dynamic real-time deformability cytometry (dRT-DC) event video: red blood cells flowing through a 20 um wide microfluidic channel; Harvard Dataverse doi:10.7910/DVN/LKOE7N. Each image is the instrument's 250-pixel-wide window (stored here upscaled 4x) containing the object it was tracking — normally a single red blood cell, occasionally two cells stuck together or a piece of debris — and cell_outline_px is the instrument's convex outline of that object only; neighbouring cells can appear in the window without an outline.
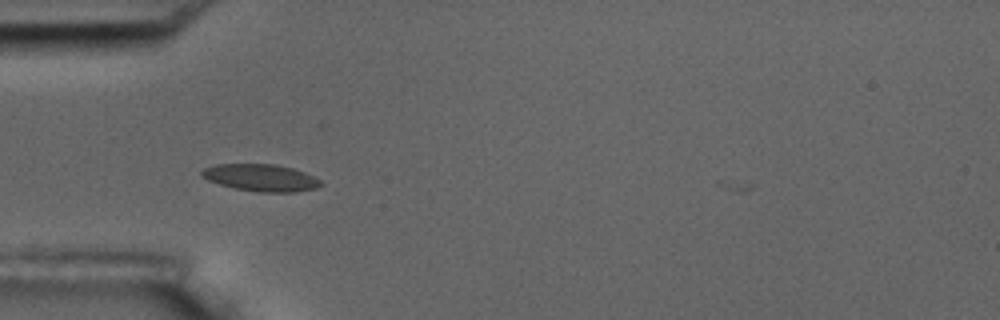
{"species": "common noctule bat (a hibernating species)", "species_latin": "Nyctalus noctula", "temperature_condition": "room temperature", "stored_images_in_passage": 40, "camera_frame_rate_fps": 3000, "um_per_image_px": 0.085, "animal": {"sex": "male", "body_mass_g": 17.5, "forearm_length_mm": 52.3}, "frame": {"image": 1, "passage_image": 2, "time_ms": 0.333, "image_size_px": [1000, 320], "cell_outline_px": [[324, 184], [316, 188], [296, 192], [256, 192], [236, 188], [220, 184], [208, 180], [200, 176], [200, 172], [204, 168], [216, 164], [272, 164], [292, 168], [304, 172], [320, 180]], "centroid_in_image_um": [22.17, 15.11], "position_along_channel_um": 62.8, "area_um2": 18.73}}
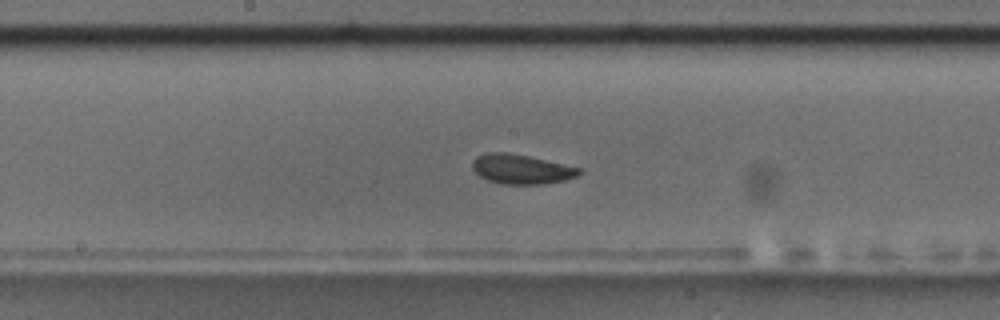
{"frame": {"image": 2, "passage_image": 14, "time_ms": 4.333, "image_size_px": [1000, 320], "cell_outline_px": [[580, 172], [576, 176], [564, 180], [544, 184], [500, 184], [488, 180], [480, 176], [472, 168], [472, 160], [476, 156], [484, 152], [504, 152], [528, 156], [580, 168]], "centroid_in_image_um": [44.25, 14.37], "position_along_channel_um": 204.0, "area_um2": 18.26}}
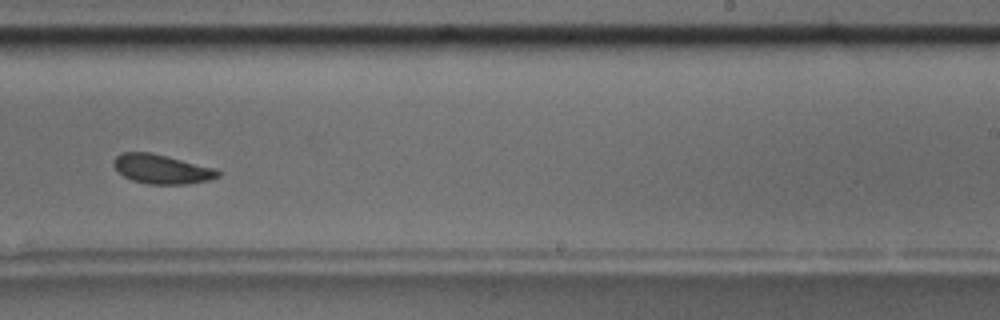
{"frame": {"image": 3, "passage_image": 20, "time_ms": 6.333, "image_size_px": [1000, 320], "cell_outline_px": [[220, 176], [208, 180], [188, 184], [148, 184], [132, 180], [124, 176], [112, 164], [112, 160], [116, 156], [124, 152], [148, 152], [216, 168], [220, 172]], "centroid_in_image_um": [13.74, 14.38], "position_along_channel_um": 275.3, "area_um2": 17.63}, "authors_computed_cell_mechanics": {"area_um2": 18.1781, "velocity_mm_per_s": 3.5714, "shape_relaxation_time_tau1_ms": 4.3839, "shape_relaxation_time_tau2_ms": 4.4823, "deformation_change_tau1": 0.0648, "deformation_change_tau2": 0.0835}}